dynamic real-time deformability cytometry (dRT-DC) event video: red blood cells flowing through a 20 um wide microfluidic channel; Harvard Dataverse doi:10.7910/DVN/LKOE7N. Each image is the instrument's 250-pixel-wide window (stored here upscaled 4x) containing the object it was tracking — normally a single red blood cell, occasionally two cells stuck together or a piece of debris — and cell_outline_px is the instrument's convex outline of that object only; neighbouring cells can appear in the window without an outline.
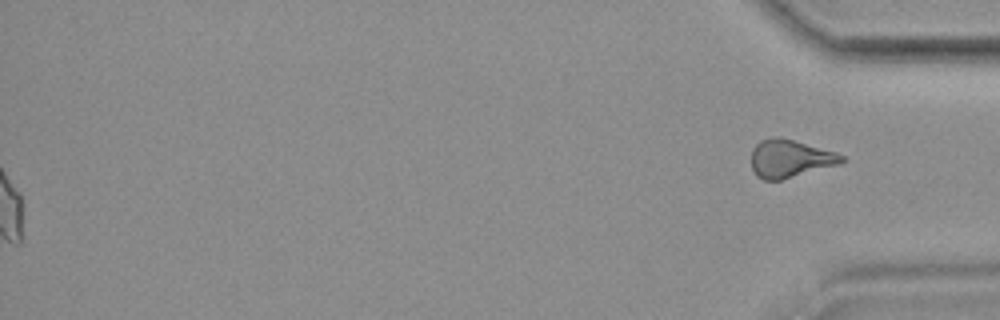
{"species": "common noctule bat (a hibernating species)", "species_latin": "Nyctalus noctula", "temperature_condition": "room temperature", "stored_images_in_passage": 54, "camera_frame_rate_fps": 3000, "um_per_image_px": 0.085, "animal": {"sex": "female", "body_mass_g": 19.9}, "frame": {"image": 1, "passage_image": 54, "time_ms": 17.667, "image_size_px": [1000, 320], "cell_outline_px": [[848, 160], [840, 164], [780, 180], [764, 180], [756, 176], [752, 168], [752, 148], [760, 140], [772, 136], [780, 136], [836, 152], [844, 156]], "centroid_in_image_um": [67.15, 13.47], "position_along_channel_um": 368.0, "area_um2": 20.11}, "authors_computed_cell_mechanics": {"area_um2": 20.5768, "velocity_mm_per_s": 3.7301, "shape_relaxation_time_tau1_ms": null, "shape_relaxation_time_tau2_ms": 1.6803, "deformation_change_tau1": null, "deformation_change_tau2": 0.0692}}